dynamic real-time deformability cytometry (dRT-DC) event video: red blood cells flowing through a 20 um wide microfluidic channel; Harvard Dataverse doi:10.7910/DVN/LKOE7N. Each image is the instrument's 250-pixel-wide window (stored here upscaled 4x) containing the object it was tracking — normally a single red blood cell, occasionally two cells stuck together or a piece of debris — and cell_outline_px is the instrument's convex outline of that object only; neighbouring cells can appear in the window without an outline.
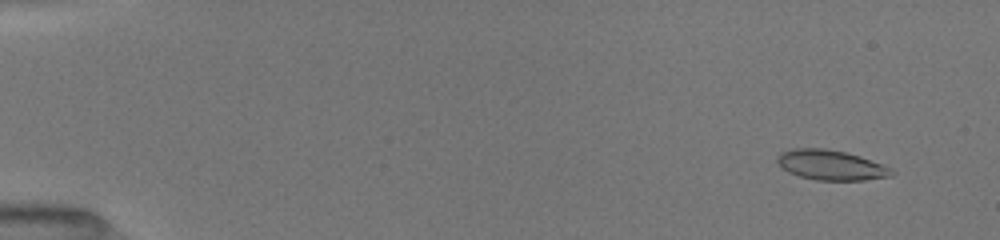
{"species": "common noctule bat (a hibernating species)", "species_latin": "Nyctalus noctula", "temperature_condition": "room temperature", "stored_images_in_passage": 22, "camera_frame_rate_fps": 3000, "um_per_image_px": 0.085, "animal": {"sex": "female", "body_mass_g": 19.5, "forearm_length_mm": 54.1}, "frame": {"image": 1, "passage_image": 1, "time_ms": 0.0, "image_size_px": [1000, 240], "cell_outline_px": [[896, 172], [892, 176], [864, 180], [816, 180], [800, 176], [788, 172], [780, 168], [776, 160], [776, 156], [780, 152], [792, 148], [824, 148], [848, 152], [860, 156], [892, 168]], "centroid_in_image_um": [70.61, 14.02], "position_along_channel_um": 14.4, "area_um2": 20.29}}
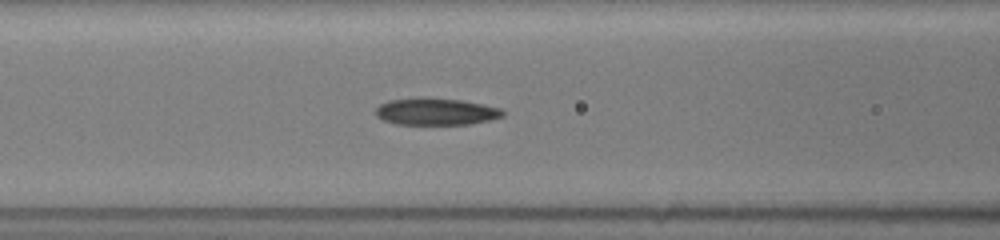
{"frame": {"image": 2, "passage_image": 9, "time_ms": 6.333, "image_size_px": [1000, 240], "cell_outline_px": [[504, 116], [488, 120], [468, 124], [396, 124], [384, 120], [376, 116], [376, 108], [380, 104], [388, 100], [416, 96], [428, 96], [460, 100], [484, 104], [500, 108], [504, 112]], "centroid_in_image_um": [37.02, 9.45], "position_along_channel_um": 129.6, "area_um2": 20.29}}
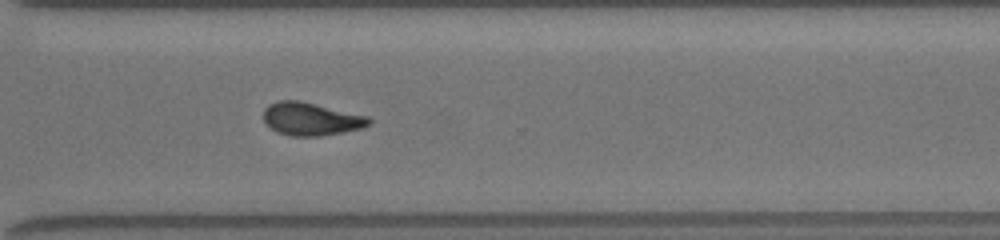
{"frame": {"image": 3, "passage_image": 22, "time_ms": 11.667, "image_size_px": [1000, 240], "cell_outline_px": [[372, 124], [360, 128], [320, 136], [292, 136], [280, 132], [272, 128], [264, 120], [264, 108], [268, 104], [280, 100], [300, 100], [368, 116], [372, 120]], "centroid_in_image_um": [26.45, 10.09], "position_along_channel_um": 344.2, "area_um2": 20.06}}